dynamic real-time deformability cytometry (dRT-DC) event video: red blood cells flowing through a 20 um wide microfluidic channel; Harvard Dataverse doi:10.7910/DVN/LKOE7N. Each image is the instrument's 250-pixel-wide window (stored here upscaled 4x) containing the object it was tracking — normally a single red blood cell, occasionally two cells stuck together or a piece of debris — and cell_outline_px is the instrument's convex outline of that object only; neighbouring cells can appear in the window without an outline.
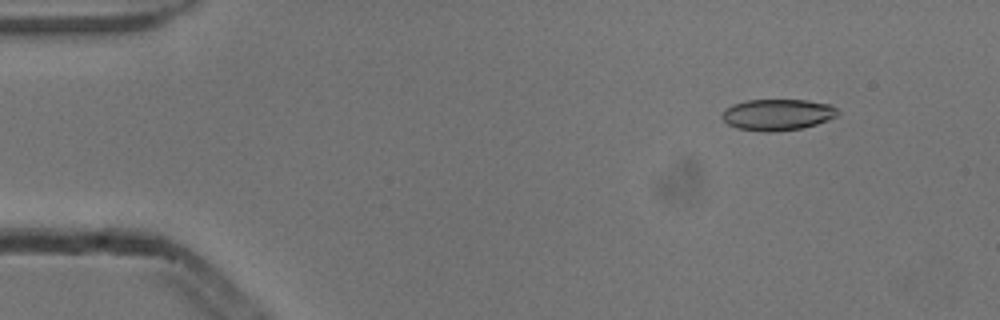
{"species": "common noctule bat (a hibernating species)", "species_latin": "Nyctalus noctula", "temperature_condition": "cold", "stored_images_in_passage": 6, "camera_frame_rate_fps": 3000, "um_per_image_px": 0.085, "animal": {"sex": "male", "body_mass_g": 13.3}, "frame": {"image": 1, "passage_image": 2, "time_ms": 0.333, "image_size_px": [1000, 320], "cell_outline_px": [[840, 112], [836, 116], [828, 120], [816, 124], [800, 128], [772, 132], [764, 132], [736, 128], [728, 124], [720, 116], [724, 108], [732, 104], [748, 100], [808, 100], [832, 104]], "centroid_in_image_um": [66.07, 9.74], "position_along_channel_um": 18.9, "area_um2": 21.27}}
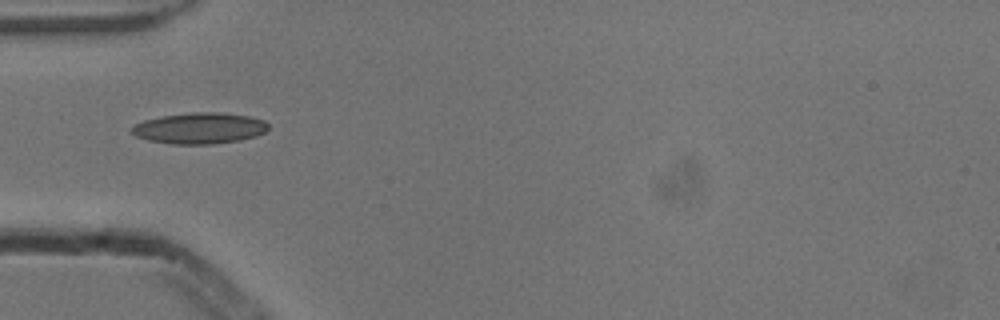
{"frame": {"image": 2, "passage_image": 5, "time_ms": 1.333, "image_size_px": [1000, 320], "cell_outline_px": [[268, 128], [264, 132], [256, 136], [240, 140], [212, 144], [172, 144], [148, 140], [136, 136], [132, 132], [132, 128], [136, 124], [144, 120], [164, 116], [192, 112], [220, 112], [248, 116], [264, 120], [268, 124]], "centroid_in_image_um": [16.99, 10.9], "position_along_channel_um": 68.0, "area_um2": 24.57}}
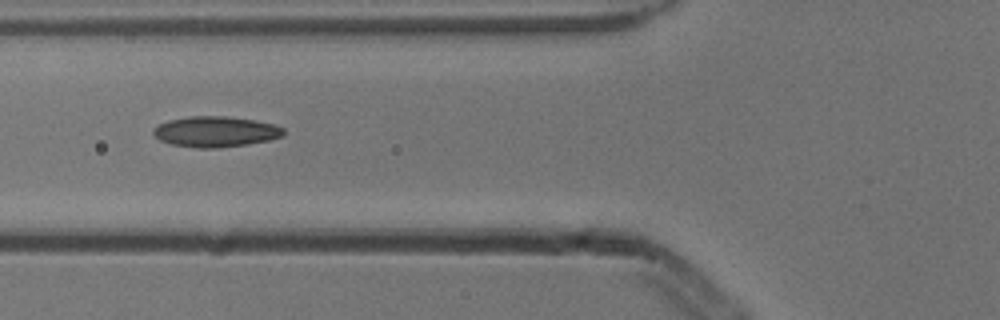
{"frame": {"image": 3, "passage_image": 6, "time_ms": 1.667, "image_size_px": [1000, 320], "cell_outline_px": [[284, 136], [268, 140], [244, 144], [216, 148], [196, 148], [172, 144], [160, 140], [152, 136], [152, 128], [168, 120], [188, 116], [224, 116], [252, 120], [272, 124], [284, 128]], "centroid_in_image_um": [18.26, 11.19], "position_along_channel_um": 107.5, "area_um2": 23.12}}